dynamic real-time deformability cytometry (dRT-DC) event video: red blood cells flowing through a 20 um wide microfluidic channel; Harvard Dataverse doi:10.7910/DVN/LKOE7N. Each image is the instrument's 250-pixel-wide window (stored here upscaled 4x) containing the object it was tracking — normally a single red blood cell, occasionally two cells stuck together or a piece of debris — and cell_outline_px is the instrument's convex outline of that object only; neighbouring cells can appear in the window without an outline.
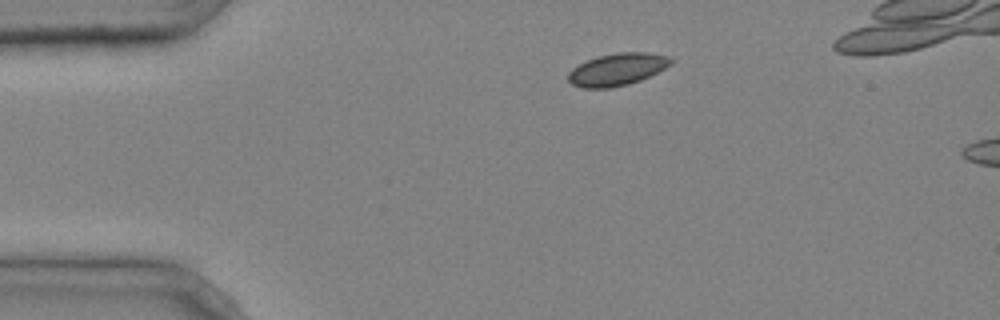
{"species": "common noctule bat (a hibernating species)", "species_latin": "Nyctalus noctula", "temperature_condition": "cold", "stored_images_in_passage": 3, "camera_frame_rate_fps": 3000, "um_per_image_px": 0.085, "animal": {"sex": "male", "body_mass_g": 20.4}, "frame": {"image": 1, "passage_image": 1, "time_ms": 0.0, "image_size_px": [1000, 320], "cell_outline_px": [[672, 64], [640, 80], [628, 84], [608, 88], [580, 88], [572, 84], [568, 80], [568, 72], [572, 68], [596, 56], [616, 52], [648, 52], [668, 56], [672, 60]], "centroid_in_image_um": [52.43, 5.89], "position_along_channel_um": 32.6, "area_um2": 19.25}}